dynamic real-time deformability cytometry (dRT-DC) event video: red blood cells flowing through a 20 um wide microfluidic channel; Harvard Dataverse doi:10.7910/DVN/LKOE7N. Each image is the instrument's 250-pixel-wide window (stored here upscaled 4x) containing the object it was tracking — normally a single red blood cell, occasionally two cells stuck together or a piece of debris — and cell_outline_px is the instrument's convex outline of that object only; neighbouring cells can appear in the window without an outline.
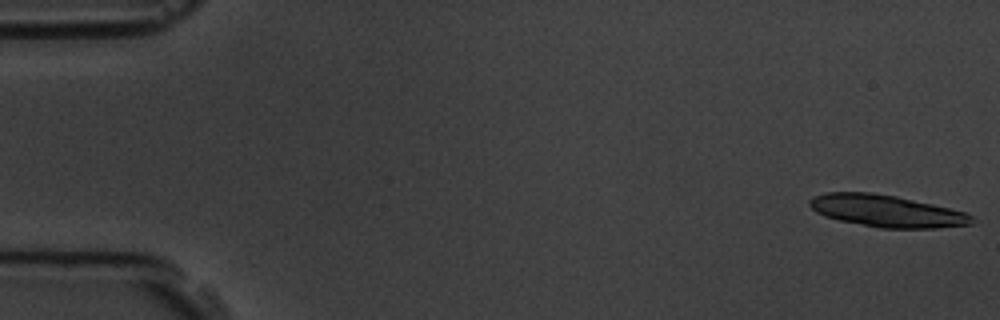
{"species": "common noctule bat (a hibernating species)", "species_latin": "Nyctalus noctula", "temperature_condition": "room temperature", "stored_images_in_passage": 6, "camera_frame_rate_fps": 3000, "um_per_image_px": 0.085, "animal": {"sex": "male", "body_mass_g": 19.5, "forearm_length_mm": 54.6}, "frame": {"image": 1, "passage_image": 1, "time_ms": 0.0, "image_size_px": [1000, 320], "cell_outline_px": [[976, 220], [972, 224], [936, 228], [880, 228], [840, 220], [824, 216], [816, 212], [808, 204], [808, 200], [824, 192], [872, 192], [896, 196], [932, 204], [964, 212], [972, 216]], "centroid_in_image_um": [75.34, 17.93], "position_along_channel_um": 9.7, "area_um2": 30.11}}
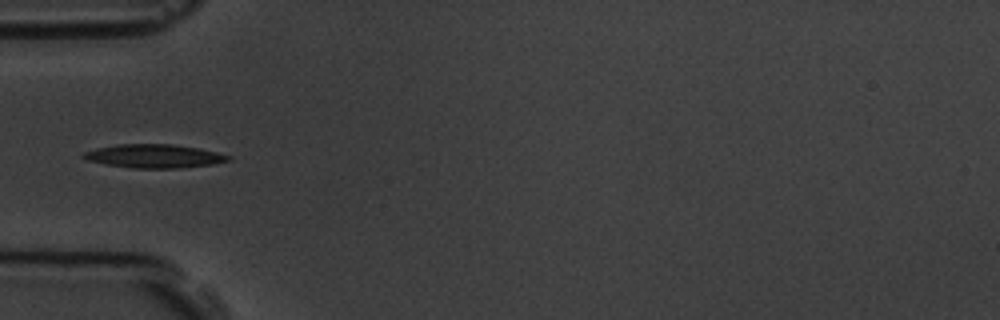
{"frame": {"image": 2, "passage_image": 6, "time_ms": 5.667, "image_size_px": [1000, 320], "cell_outline_px": [[232, 160], [212, 164], [180, 168], [132, 168], [108, 164], [88, 160], [80, 156], [84, 152], [96, 148], [116, 144], [172, 144], [200, 148], [232, 156]], "centroid_in_image_um": [13.13, 13.26], "position_along_channel_um": 71.9, "area_um2": 19.88}}